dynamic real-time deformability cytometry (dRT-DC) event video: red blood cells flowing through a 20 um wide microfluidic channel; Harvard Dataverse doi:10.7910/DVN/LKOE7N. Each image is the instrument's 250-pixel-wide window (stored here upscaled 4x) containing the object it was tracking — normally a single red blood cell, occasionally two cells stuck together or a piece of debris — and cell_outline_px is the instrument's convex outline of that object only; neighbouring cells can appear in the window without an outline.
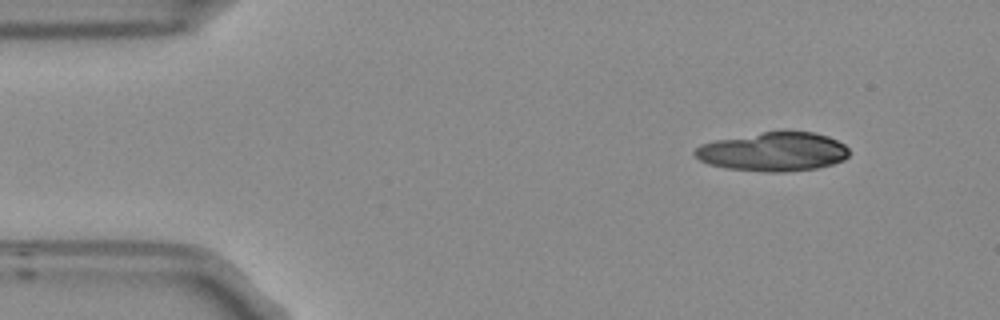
{"species": "Egyptian fruit bat (a non-hibernating species)", "species_latin": "Rousettus aegyptiacus", "temperature_condition": "room temperature", "stored_images_in_passage": 4, "camera_frame_rate_fps": 3000, "um_per_image_px": 0.085, "frame": {"image": 1, "passage_image": 1, "time_ms": 0.0, "image_size_px": [1000, 320], "cell_outline_px": [[848, 156], [844, 160], [832, 164], [816, 168], [784, 172], [768, 172], [728, 168], [708, 164], [700, 160], [692, 152], [700, 144], [716, 140], [764, 132], [812, 132], [828, 136], [844, 144], [848, 148]], "centroid_in_image_um": [65.73, 12.9], "position_along_channel_um": 19.3, "area_um2": 34.68}}